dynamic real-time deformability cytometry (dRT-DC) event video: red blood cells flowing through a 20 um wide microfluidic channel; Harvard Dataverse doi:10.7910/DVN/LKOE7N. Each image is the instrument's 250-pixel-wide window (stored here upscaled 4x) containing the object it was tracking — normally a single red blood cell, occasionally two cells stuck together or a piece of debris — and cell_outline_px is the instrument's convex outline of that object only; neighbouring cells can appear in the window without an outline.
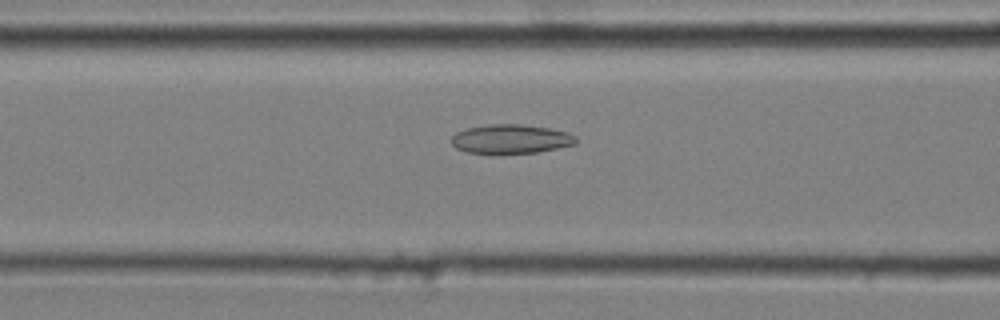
{"species": "common noctule bat (a hibernating species)", "species_latin": "Nyctalus noctula", "temperature_condition": "cold", "stored_images_in_passage": 49, "camera_frame_rate_fps": 3000, "um_per_image_px": 0.085, "animal": {"sex": "male", "body_mass_g": 20.4}, "frame": {"image": 1, "passage_image": 22, "time_ms": 7.0, "image_size_px": [1000, 320], "cell_outline_px": [[576, 144], [536, 152], [492, 156], [468, 152], [456, 148], [448, 140], [456, 132], [468, 128], [488, 124], [520, 124], [552, 128], [568, 132], [576, 136]], "centroid_in_image_um": [43.37, 11.84], "position_along_channel_um": 123.2, "area_um2": 21.85}}
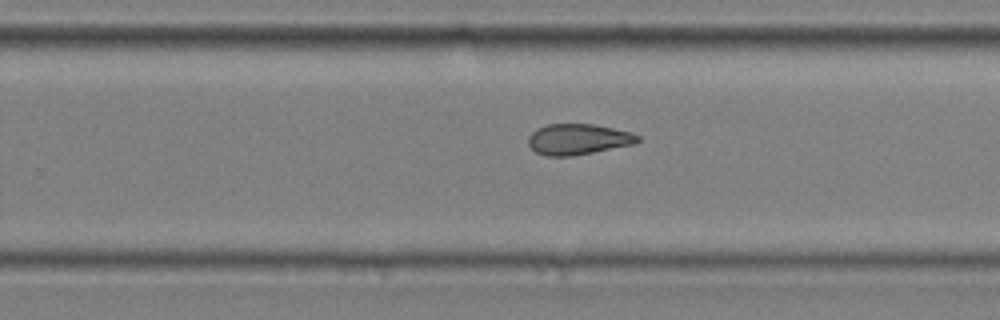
{"frame": {"image": 2, "passage_image": 35, "time_ms": 11.333, "image_size_px": [1000, 320], "cell_outline_px": [[640, 140], [636, 144], [572, 156], [548, 156], [536, 152], [528, 144], [528, 136], [536, 128], [548, 124], [596, 124], [632, 132], [640, 136]], "centroid_in_image_um": [49.17, 11.83], "position_along_channel_um": 280.6, "area_um2": 19.83}}
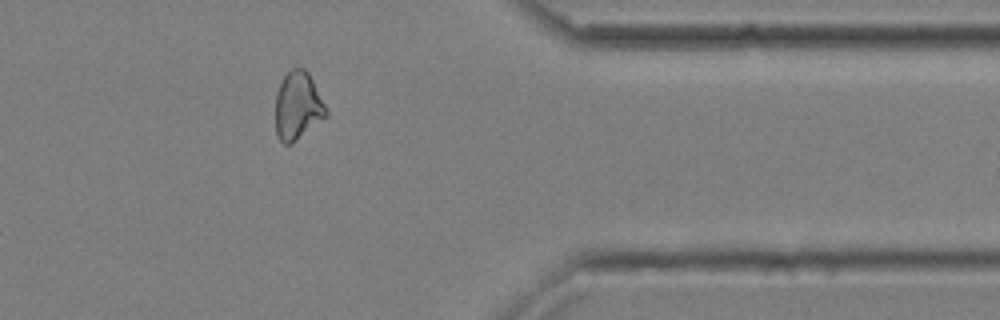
{"frame": {"image": 3, "passage_image": 45, "time_ms": 14.667, "image_size_px": [1000, 320], "cell_outline_px": [[328, 116], [292, 144], [284, 144], [276, 136], [276, 92], [284, 76], [292, 68], [304, 68], [308, 72], [328, 112]], "centroid_in_image_um": [25.3, 9.03], "position_along_channel_um": 386.1, "area_um2": 20.0}, "authors_computed_cell_mechanics": {"area_um2": 20.6924, "velocity_mm_per_s": 3.6358, "shape_relaxation_time_tau1_ms": 6.7657, "shape_relaxation_time_tau2_ms": 4.5155, "deformation_change_tau1": 0.1303, "deformation_change_tau2": 0.1266}}